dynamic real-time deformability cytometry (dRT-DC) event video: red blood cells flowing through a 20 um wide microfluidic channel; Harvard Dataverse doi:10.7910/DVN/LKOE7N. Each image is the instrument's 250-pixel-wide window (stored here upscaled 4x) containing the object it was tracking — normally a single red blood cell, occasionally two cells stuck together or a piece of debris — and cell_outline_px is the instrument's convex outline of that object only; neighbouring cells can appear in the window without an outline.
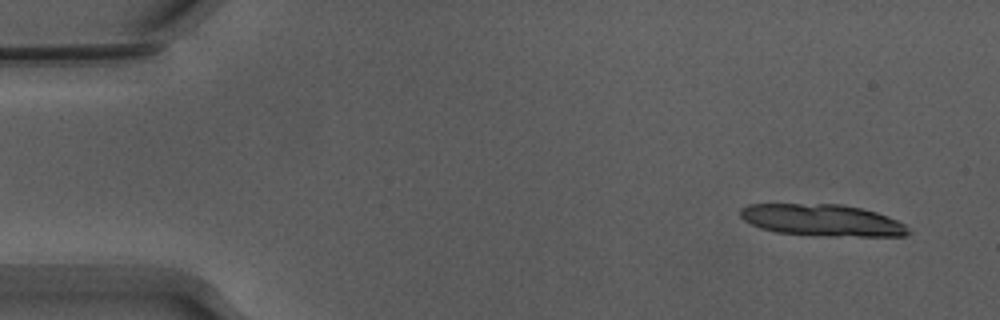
{"species": "Egyptian fruit bat (a non-hibernating species)", "species_latin": "Rousettus aegyptiacus", "temperature_condition": "warm", "stored_images_in_passage": 10, "camera_frame_rate_fps": 3000, "um_per_image_px": 0.085, "animal": {"sex": "male"}, "frame": {"image": 1, "passage_image": 1, "time_ms": 0.0, "image_size_px": [1000, 320], "cell_outline_px": [[912, 232], [908, 236], [824, 236], [776, 232], [760, 228], [744, 220], [740, 216], [740, 208], [748, 204], [840, 204], [860, 208], [876, 212], [888, 216], [904, 224]], "centroid_in_image_um": [69.9, 18.72], "position_along_channel_um": 15.1, "area_um2": 31.21}}